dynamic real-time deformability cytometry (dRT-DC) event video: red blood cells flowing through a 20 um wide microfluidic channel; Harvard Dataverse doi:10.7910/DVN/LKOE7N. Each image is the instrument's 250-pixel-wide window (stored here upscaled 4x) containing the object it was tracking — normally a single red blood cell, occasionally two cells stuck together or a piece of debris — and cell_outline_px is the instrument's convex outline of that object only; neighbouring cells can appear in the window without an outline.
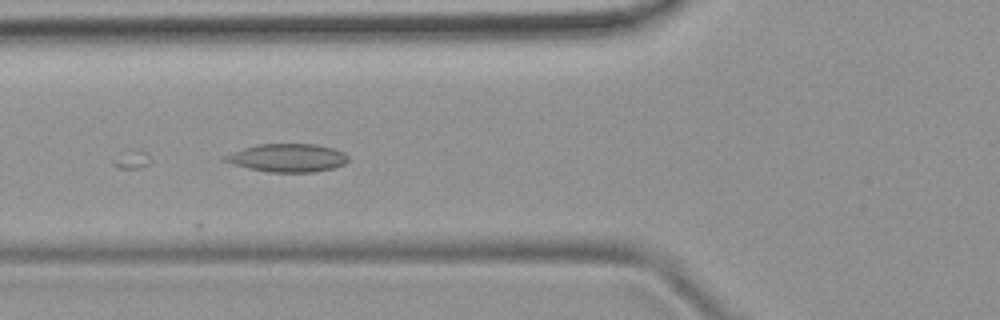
{"species": "common noctule bat (a hibernating species)", "species_latin": "Nyctalus noctula", "temperature_condition": "room temperature", "stored_images_in_passage": 39, "camera_frame_rate_fps": 3000, "um_per_image_px": 0.085, "animal": {"sex": "female", "body_mass_g": 19.9}, "frame": {"image": 1, "passage_image": 7, "time_ms": 2.0, "image_size_px": [1000, 320], "cell_outline_px": [[344, 160], [340, 164], [328, 168], [300, 172], [280, 172], [256, 168], [240, 164], [240, 160], [252, 148], [268, 144], [304, 144], [324, 148], [336, 152]], "centroid_in_image_um": [24.72, 13.43], "position_along_channel_um": 101.1, "area_um2": 16.18}}
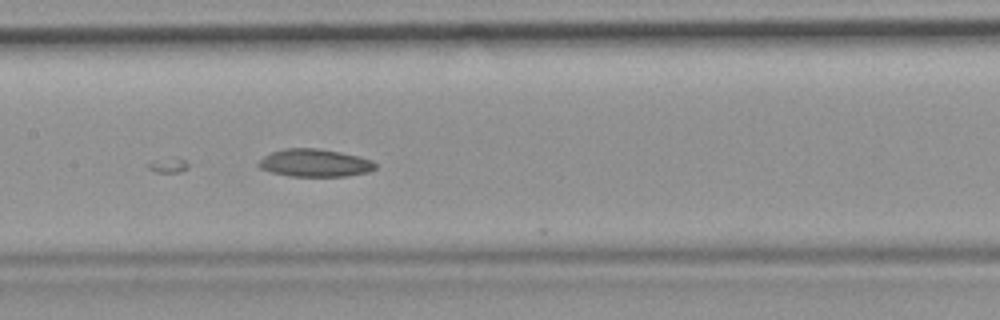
{"frame": {"image": 2, "passage_image": 13, "time_ms": 4.0, "image_size_px": [1000, 320], "cell_outline_px": [[376, 164], [372, 168], [360, 172], [336, 176], [300, 176], [276, 172], [264, 168], [260, 164], [268, 156], [276, 152], [300, 148], [304, 148], [332, 152], [352, 156], [368, 160]], "centroid_in_image_um": [26.77, 13.87], "position_along_channel_um": 180.6, "area_um2": 16.53}}
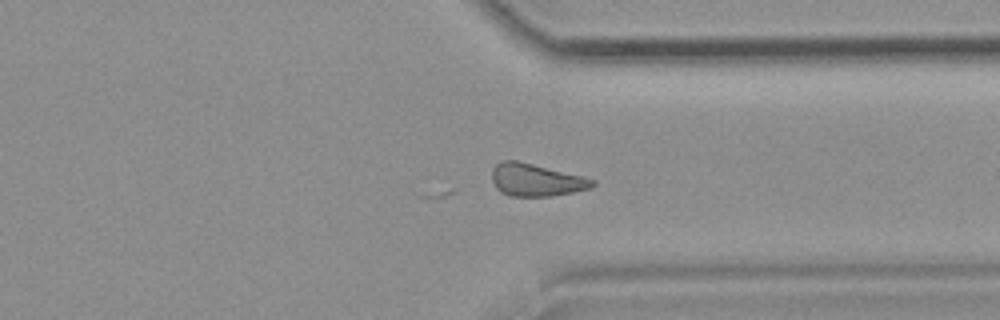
{"frame": {"image": 3, "passage_image": 27, "time_ms": 8.667, "image_size_px": [1000, 320], "cell_outline_px": [[592, 184], [584, 188], [568, 192], [544, 196], [516, 196], [504, 192], [496, 184], [496, 168], [500, 164], [508, 160], [512, 160], [592, 180]], "centroid_in_image_um": [45.54, 15.32], "position_along_channel_um": 365.9, "area_um2": 16.65}}